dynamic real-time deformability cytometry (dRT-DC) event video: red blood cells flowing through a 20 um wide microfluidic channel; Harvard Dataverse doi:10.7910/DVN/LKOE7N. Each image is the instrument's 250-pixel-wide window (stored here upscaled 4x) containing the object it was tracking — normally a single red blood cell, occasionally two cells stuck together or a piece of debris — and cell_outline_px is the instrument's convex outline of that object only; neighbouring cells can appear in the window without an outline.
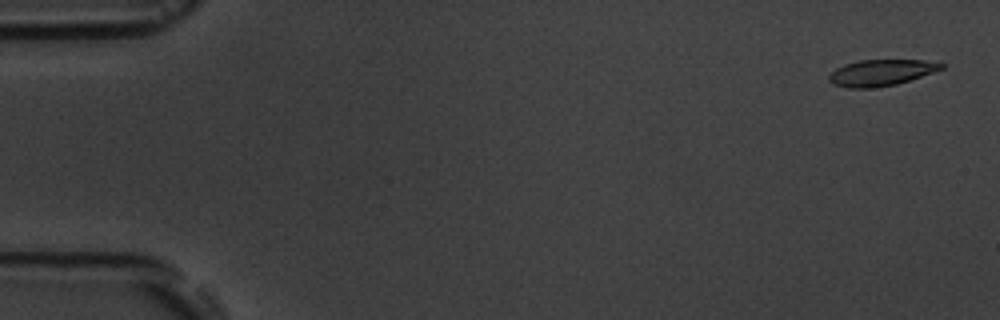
{"species": "common noctule bat (a hibernating species)", "species_latin": "Nyctalus noctula", "temperature_condition": "room temperature", "stored_images_in_passage": 5, "camera_frame_rate_fps": 3000, "um_per_image_px": 0.085, "animal": {"sex": "male", "body_mass_g": 19.5, "forearm_length_mm": 54.6}, "frame": {"image": 1, "passage_image": 1, "time_ms": 0.0, "image_size_px": [1000, 320], "cell_outline_px": [[944, 68], [896, 84], [868, 88], [848, 88], [832, 84], [828, 80], [828, 76], [836, 68], [844, 64], [860, 60], [924, 60], [944, 64]], "centroid_in_image_um": [74.83, 6.17], "position_along_channel_um": 10.2, "area_um2": 16.94}}
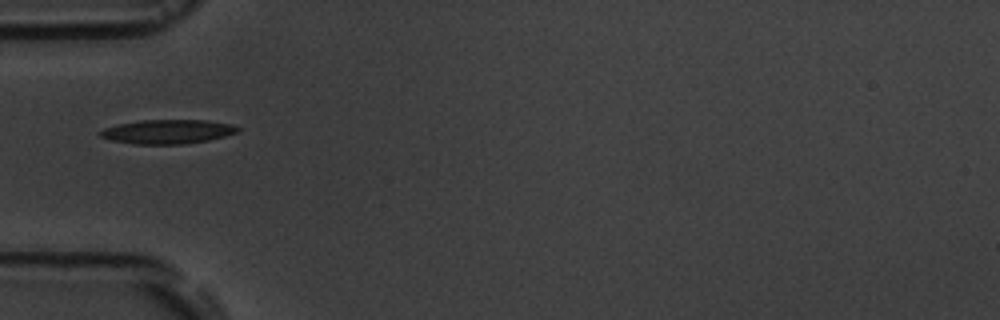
{"frame": {"image": 2, "passage_image": 5, "time_ms": 5.333, "image_size_px": [1000, 320], "cell_outline_px": [[240, 128], [236, 132], [224, 136], [208, 140], [188, 144], [136, 144], [112, 140], [100, 136], [96, 132], [104, 128], [116, 124], [140, 120], [208, 120], [232, 124]], "centroid_in_image_um": [14.22, 11.18], "position_along_channel_um": 70.8, "area_um2": 19.42}}